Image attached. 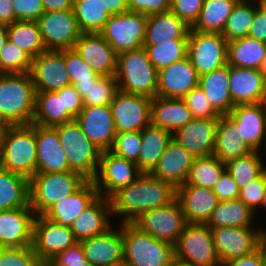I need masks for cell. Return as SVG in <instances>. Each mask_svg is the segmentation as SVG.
<instances>
[{"label": "cell", "mask_w": 266, "mask_h": 266, "mask_svg": "<svg viewBox=\"0 0 266 266\" xmlns=\"http://www.w3.org/2000/svg\"><path fill=\"white\" fill-rule=\"evenodd\" d=\"M152 99L118 90L110 104L117 133L141 132L151 124Z\"/></svg>", "instance_id": "2e32d148"}, {"label": "cell", "mask_w": 266, "mask_h": 266, "mask_svg": "<svg viewBox=\"0 0 266 266\" xmlns=\"http://www.w3.org/2000/svg\"><path fill=\"white\" fill-rule=\"evenodd\" d=\"M259 153L252 151L246 156L225 163L226 170L232 175L240 190L266 170V165L262 162L263 158Z\"/></svg>", "instance_id": "ee69618b"}, {"label": "cell", "mask_w": 266, "mask_h": 266, "mask_svg": "<svg viewBox=\"0 0 266 266\" xmlns=\"http://www.w3.org/2000/svg\"><path fill=\"white\" fill-rule=\"evenodd\" d=\"M261 207L266 209V188H265V191H264V194H263V200H262V203H261Z\"/></svg>", "instance_id": "34e18365"}, {"label": "cell", "mask_w": 266, "mask_h": 266, "mask_svg": "<svg viewBox=\"0 0 266 266\" xmlns=\"http://www.w3.org/2000/svg\"><path fill=\"white\" fill-rule=\"evenodd\" d=\"M252 151H259L266 140V107L262 103L238 104L227 115Z\"/></svg>", "instance_id": "ffe728a7"}, {"label": "cell", "mask_w": 266, "mask_h": 266, "mask_svg": "<svg viewBox=\"0 0 266 266\" xmlns=\"http://www.w3.org/2000/svg\"><path fill=\"white\" fill-rule=\"evenodd\" d=\"M205 0H171L170 10L190 27L199 17Z\"/></svg>", "instance_id": "11a10c76"}, {"label": "cell", "mask_w": 266, "mask_h": 266, "mask_svg": "<svg viewBox=\"0 0 266 266\" xmlns=\"http://www.w3.org/2000/svg\"><path fill=\"white\" fill-rule=\"evenodd\" d=\"M30 75L36 92L58 91L71 85L63 50H45L33 58Z\"/></svg>", "instance_id": "e0dca14e"}, {"label": "cell", "mask_w": 266, "mask_h": 266, "mask_svg": "<svg viewBox=\"0 0 266 266\" xmlns=\"http://www.w3.org/2000/svg\"><path fill=\"white\" fill-rule=\"evenodd\" d=\"M148 16L137 12L111 15L99 32L119 54L143 47Z\"/></svg>", "instance_id": "9c48e42d"}, {"label": "cell", "mask_w": 266, "mask_h": 266, "mask_svg": "<svg viewBox=\"0 0 266 266\" xmlns=\"http://www.w3.org/2000/svg\"><path fill=\"white\" fill-rule=\"evenodd\" d=\"M225 170L226 164L214 155L195 158L184 184L213 189Z\"/></svg>", "instance_id": "7bdbcfd3"}, {"label": "cell", "mask_w": 266, "mask_h": 266, "mask_svg": "<svg viewBox=\"0 0 266 266\" xmlns=\"http://www.w3.org/2000/svg\"><path fill=\"white\" fill-rule=\"evenodd\" d=\"M194 159L186 149L172 139L150 174L177 188L186 183Z\"/></svg>", "instance_id": "4316f807"}, {"label": "cell", "mask_w": 266, "mask_h": 266, "mask_svg": "<svg viewBox=\"0 0 266 266\" xmlns=\"http://www.w3.org/2000/svg\"><path fill=\"white\" fill-rule=\"evenodd\" d=\"M79 173H36L29 179V205L36 216L43 215L58 200L76 192L85 182Z\"/></svg>", "instance_id": "8992f818"}, {"label": "cell", "mask_w": 266, "mask_h": 266, "mask_svg": "<svg viewBox=\"0 0 266 266\" xmlns=\"http://www.w3.org/2000/svg\"><path fill=\"white\" fill-rule=\"evenodd\" d=\"M171 266H197V265H194L193 263H189L174 257Z\"/></svg>", "instance_id": "89a4df30"}, {"label": "cell", "mask_w": 266, "mask_h": 266, "mask_svg": "<svg viewBox=\"0 0 266 266\" xmlns=\"http://www.w3.org/2000/svg\"><path fill=\"white\" fill-rule=\"evenodd\" d=\"M120 230L106 232L80 241L86 260L93 266H123L124 242L122 224Z\"/></svg>", "instance_id": "d6986e66"}, {"label": "cell", "mask_w": 266, "mask_h": 266, "mask_svg": "<svg viewBox=\"0 0 266 266\" xmlns=\"http://www.w3.org/2000/svg\"><path fill=\"white\" fill-rule=\"evenodd\" d=\"M254 212L241 200L219 201L214 208L206 225L212 228L218 227H251L255 218Z\"/></svg>", "instance_id": "74e56055"}, {"label": "cell", "mask_w": 266, "mask_h": 266, "mask_svg": "<svg viewBox=\"0 0 266 266\" xmlns=\"http://www.w3.org/2000/svg\"><path fill=\"white\" fill-rule=\"evenodd\" d=\"M251 152L252 150L241 138L234 122L227 115L220 116L216 128L213 155L221 162L227 163L229 160L246 156Z\"/></svg>", "instance_id": "836d02e7"}, {"label": "cell", "mask_w": 266, "mask_h": 266, "mask_svg": "<svg viewBox=\"0 0 266 266\" xmlns=\"http://www.w3.org/2000/svg\"><path fill=\"white\" fill-rule=\"evenodd\" d=\"M172 134L151 124L141 131V146L138 155V168L143 173H150L158 164Z\"/></svg>", "instance_id": "e575fe53"}, {"label": "cell", "mask_w": 266, "mask_h": 266, "mask_svg": "<svg viewBox=\"0 0 266 266\" xmlns=\"http://www.w3.org/2000/svg\"><path fill=\"white\" fill-rule=\"evenodd\" d=\"M98 196L93 181L87 180L76 192L54 203L43 216L59 225L70 227L75 218Z\"/></svg>", "instance_id": "83f0119b"}, {"label": "cell", "mask_w": 266, "mask_h": 266, "mask_svg": "<svg viewBox=\"0 0 266 266\" xmlns=\"http://www.w3.org/2000/svg\"><path fill=\"white\" fill-rule=\"evenodd\" d=\"M218 119L193 118L172 134V139L194 158L213 155Z\"/></svg>", "instance_id": "44dd1931"}, {"label": "cell", "mask_w": 266, "mask_h": 266, "mask_svg": "<svg viewBox=\"0 0 266 266\" xmlns=\"http://www.w3.org/2000/svg\"><path fill=\"white\" fill-rule=\"evenodd\" d=\"M64 62L72 85H88L101 76L73 48L64 49Z\"/></svg>", "instance_id": "681fc988"}, {"label": "cell", "mask_w": 266, "mask_h": 266, "mask_svg": "<svg viewBox=\"0 0 266 266\" xmlns=\"http://www.w3.org/2000/svg\"><path fill=\"white\" fill-rule=\"evenodd\" d=\"M73 49L102 76H115L117 53L100 33H82Z\"/></svg>", "instance_id": "d4e9b609"}, {"label": "cell", "mask_w": 266, "mask_h": 266, "mask_svg": "<svg viewBox=\"0 0 266 266\" xmlns=\"http://www.w3.org/2000/svg\"><path fill=\"white\" fill-rule=\"evenodd\" d=\"M221 266H263L261 256V243L258 249L255 250L252 254L241 257L239 259L226 261L224 263H221Z\"/></svg>", "instance_id": "be15d7a7"}, {"label": "cell", "mask_w": 266, "mask_h": 266, "mask_svg": "<svg viewBox=\"0 0 266 266\" xmlns=\"http://www.w3.org/2000/svg\"><path fill=\"white\" fill-rule=\"evenodd\" d=\"M187 42L188 40H169L159 45L143 47L149 60L160 70L187 57Z\"/></svg>", "instance_id": "7dc6e473"}, {"label": "cell", "mask_w": 266, "mask_h": 266, "mask_svg": "<svg viewBox=\"0 0 266 266\" xmlns=\"http://www.w3.org/2000/svg\"><path fill=\"white\" fill-rule=\"evenodd\" d=\"M261 256L263 266H266V242L264 240L261 242Z\"/></svg>", "instance_id": "8c879c8a"}, {"label": "cell", "mask_w": 266, "mask_h": 266, "mask_svg": "<svg viewBox=\"0 0 266 266\" xmlns=\"http://www.w3.org/2000/svg\"><path fill=\"white\" fill-rule=\"evenodd\" d=\"M212 191L218 197L219 201L237 200L240 194L237 183L227 170L222 173Z\"/></svg>", "instance_id": "680465c9"}, {"label": "cell", "mask_w": 266, "mask_h": 266, "mask_svg": "<svg viewBox=\"0 0 266 266\" xmlns=\"http://www.w3.org/2000/svg\"><path fill=\"white\" fill-rule=\"evenodd\" d=\"M110 15L128 12V0H101Z\"/></svg>", "instance_id": "003e7915"}, {"label": "cell", "mask_w": 266, "mask_h": 266, "mask_svg": "<svg viewBox=\"0 0 266 266\" xmlns=\"http://www.w3.org/2000/svg\"><path fill=\"white\" fill-rule=\"evenodd\" d=\"M193 119L184 99L155 96L151 101V125L171 134Z\"/></svg>", "instance_id": "4dcf8cb0"}, {"label": "cell", "mask_w": 266, "mask_h": 266, "mask_svg": "<svg viewBox=\"0 0 266 266\" xmlns=\"http://www.w3.org/2000/svg\"><path fill=\"white\" fill-rule=\"evenodd\" d=\"M118 90L153 99L157 96L158 70L144 47L117 54Z\"/></svg>", "instance_id": "277c9868"}, {"label": "cell", "mask_w": 266, "mask_h": 266, "mask_svg": "<svg viewBox=\"0 0 266 266\" xmlns=\"http://www.w3.org/2000/svg\"><path fill=\"white\" fill-rule=\"evenodd\" d=\"M54 128L66 152L69 170L92 181L96 175L102 151L85 136L76 120Z\"/></svg>", "instance_id": "52a82bcc"}, {"label": "cell", "mask_w": 266, "mask_h": 266, "mask_svg": "<svg viewBox=\"0 0 266 266\" xmlns=\"http://www.w3.org/2000/svg\"><path fill=\"white\" fill-rule=\"evenodd\" d=\"M259 7L255 9V16L248 36L266 43V0H258Z\"/></svg>", "instance_id": "94428289"}, {"label": "cell", "mask_w": 266, "mask_h": 266, "mask_svg": "<svg viewBox=\"0 0 266 266\" xmlns=\"http://www.w3.org/2000/svg\"><path fill=\"white\" fill-rule=\"evenodd\" d=\"M36 22L46 50L71 49L83 33L73 9L44 12Z\"/></svg>", "instance_id": "5bb4252c"}, {"label": "cell", "mask_w": 266, "mask_h": 266, "mask_svg": "<svg viewBox=\"0 0 266 266\" xmlns=\"http://www.w3.org/2000/svg\"><path fill=\"white\" fill-rule=\"evenodd\" d=\"M110 214L112 215L110 199L99 195L71 224L70 229L76 240L80 242L110 229Z\"/></svg>", "instance_id": "f546056e"}, {"label": "cell", "mask_w": 266, "mask_h": 266, "mask_svg": "<svg viewBox=\"0 0 266 266\" xmlns=\"http://www.w3.org/2000/svg\"><path fill=\"white\" fill-rule=\"evenodd\" d=\"M228 42L221 33L190 29L187 57L197 74L209 73L227 64Z\"/></svg>", "instance_id": "30bf717a"}, {"label": "cell", "mask_w": 266, "mask_h": 266, "mask_svg": "<svg viewBox=\"0 0 266 266\" xmlns=\"http://www.w3.org/2000/svg\"><path fill=\"white\" fill-rule=\"evenodd\" d=\"M9 126L10 124L5 120V118L0 113V130L4 132Z\"/></svg>", "instance_id": "753ad0ef"}, {"label": "cell", "mask_w": 266, "mask_h": 266, "mask_svg": "<svg viewBox=\"0 0 266 266\" xmlns=\"http://www.w3.org/2000/svg\"><path fill=\"white\" fill-rule=\"evenodd\" d=\"M251 227L212 228L213 240L220 262L231 261L252 254L263 241L264 229Z\"/></svg>", "instance_id": "9a60e30c"}, {"label": "cell", "mask_w": 266, "mask_h": 266, "mask_svg": "<svg viewBox=\"0 0 266 266\" xmlns=\"http://www.w3.org/2000/svg\"><path fill=\"white\" fill-rule=\"evenodd\" d=\"M8 40L32 58L37 57L46 47L36 21H16L7 25Z\"/></svg>", "instance_id": "60d3db41"}, {"label": "cell", "mask_w": 266, "mask_h": 266, "mask_svg": "<svg viewBox=\"0 0 266 266\" xmlns=\"http://www.w3.org/2000/svg\"><path fill=\"white\" fill-rule=\"evenodd\" d=\"M2 136L3 132L0 130V155H1Z\"/></svg>", "instance_id": "11e5206c"}, {"label": "cell", "mask_w": 266, "mask_h": 266, "mask_svg": "<svg viewBox=\"0 0 266 266\" xmlns=\"http://www.w3.org/2000/svg\"><path fill=\"white\" fill-rule=\"evenodd\" d=\"M30 207L29 179L0 168V211Z\"/></svg>", "instance_id": "f35d334b"}, {"label": "cell", "mask_w": 266, "mask_h": 266, "mask_svg": "<svg viewBox=\"0 0 266 266\" xmlns=\"http://www.w3.org/2000/svg\"><path fill=\"white\" fill-rule=\"evenodd\" d=\"M45 12L72 10L74 0H42Z\"/></svg>", "instance_id": "03108f58"}, {"label": "cell", "mask_w": 266, "mask_h": 266, "mask_svg": "<svg viewBox=\"0 0 266 266\" xmlns=\"http://www.w3.org/2000/svg\"><path fill=\"white\" fill-rule=\"evenodd\" d=\"M176 199L181 205L187 223L206 224L219 203L212 189L191 184L177 187Z\"/></svg>", "instance_id": "484cf974"}, {"label": "cell", "mask_w": 266, "mask_h": 266, "mask_svg": "<svg viewBox=\"0 0 266 266\" xmlns=\"http://www.w3.org/2000/svg\"><path fill=\"white\" fill-rule=\"evenodd\" d=\"M112 214L123 217L121 223H133L144 212L170 204L176 188L169 182L143 173L136 181L121 188L110 198Z\"/></svg>", "instance_id": "6da1fadb"}, {"label": "cell", "mask_w": 266, "mask_h": 266, "mask_svg": "<svg viewBox=\"0 0 266 266\" xmlns=\"http://www.w3.org/2000/svg\"><path fill=\"white\" fill-rule=\"evenodd\" d=\"M16 22L12 0H0V23L10 25Z\"/></svg>", "instance_id": "e7e4bbea"}, {"label": "cell", "mask_w": 266, "mask_h": 266, "mask_svg": "<svg viewBox=\"0 0 266 266\" xmlns=\"http://www.w3.org/2000/svg\"><path fill=\"white\" fill-rule=\"evenodd\" d=\"M266 56V43L245 36L228 42L227 64L229 66L258 69Z\"/></svg>", "instance_id": "8d00e7d4"}, {"label": "cell", "mask_w": 266, "mask_h": 266, "mask_svg": "<svg viewBox=\"0 0 266 266\" xmlns=\"http://www.w3.org/2000/svg\"><path fill=\"white\" fill-rule=\"evenodd\" d=\"M190 29L171 10L149 15L143 46L159 45L169 40H188Z\"/></svg>", "instance_id": "1f68e13d"}, {"label": "cell", "mask_w": 266, "mask_h": 266, "mask_svg": "<svg viewBox=\"0 0 266 266\" xmlns=\"http://www.w3.org/2000/svg\"><path fill=\"white\" fill-rule=\"evenodd\" d=\"M0 266H44L35 254L32 245L7 247L0 251Z\"/></svg>", "instance_id": "816d5d0a"}, {"label": "cell", "mask_w": 266, "mask_h": 266, "mask_svg": "<svg viewBox=\"0 0 266 266\" xmlns=\"http://www.w3.org/2000/svg\"><path fill=\"white\" fill-rule=\"evenodd\" d=\"M183 99L193 118L218 119L221 116L209 103L200 86L193 88Z\"/></svg>", "instance_id": "f5cc1de1"}, {"label": "cell", "mask_w": 266, "mask_h": 266, "mask_svg": "<svg viewBox=\"0 0 266 266\" xmlns=\"http://www.w3.org/2000/svg\"><path fill=\"white\" fill-rule=\"evenodd\" d=\"M16 21H37L45 12L42 0H12Z\"/></svg>", "instance_id": "6f0895ef"}, {"label": "cell", "mask_w": 266, "mask_h": 266, "mask_svg": "<svg viewBox=\"0 0 266 266\" xmlns=\"http://www.w3.org/2000/svg\"><path fill=\"white\" fill-rule=\"evenodd\" d=\"M197 86L199 75L188 57L158 70V97L183 99Z\"/></svg>", "instance_id": "7402d4cb"}, {"label": "cell", "mask_w": 266, "mask_h": 266, "mask_svg": "<svg viewBox=\"0 0 266 266\" xmlns=\"http://www.w3.org/2000/svg\"><path fill=\"white\" fill-rule=\"evenodd\" d=\"M259 72L261 73L263 79L266 81V56L265 58L262 60L259 68H258Z\"/></svg>", "instance_id": "2644e50d"}, {"label": "cell", "mask_w": 266, "mask_h": 266, "mask_svg": "<svg viewBox=\"0 0 266 266\" xmlns=\"http://www.w3.org/2000/svg\"><path fill=\"white\" fill-rule=\"evenodd\" d=\"M171 0H128V11L153 15L170 11Z\"/></svg>", "instance_id": "91938a15"}, {"label": "cell", "mask_w": 266, "mask_h": 266, "mask_svg": "<svg viewBox=\"0 0 266 266\" xmlns=\"http://www.w3.org/2000/svg\"><path fill=\"white\" fill-rule=\"evenodd\" d=\"M253 1L239 0L235 5L222 32L227 42L248 36L255 16V9L258 7L252 5Z\"/></svg>", "instance_id": "bcb514c9"}, {"label": "cell", "mask_w": 266, "mask_h": 266, "mask_svg": "<svg viewBox=\"0 0 266 266\" xmlns=\"http://www.w3.org/2000/svg\"><path fill=\"white\" fill-rule=\"evenodd\" d=\"M33 58L7 40L0 51V74L30 72Z\"/></svg>", "instance_id": "c3c4849f"}, {"label": "cell", "mask_w": 266, "mask_h": 266, "mask_svg": "<svg viewBox=\"0 0 266 266\" xmlns=\"http://www.w3.org/2000/svg\"><path fill=\"white\" fill-rule=\"evenodd\" d=\"M46 266H93L86 258L84 250L77 242L75 245L69 247L64 252L59 253Z\"/></svg>", "instance_id": "9f6ffc18"}, {"label": "cell", "mask_w": 266, "mask_h": 266, "mask_svg": "<svg viewBox=\"0 0 266 266\" xmlns=\"http://www.w3.org/2000/svg\"><path fill=\"white\" fill-rule=\"evenodd\" d=\"M36 91L29 72L0 74V113L10 125H28L35 113Z\"/></svg>", "instance_id": "7a4b0ae2"}, {"label": "cell", "mask_w": 266, "mask_h": 266, "mask_svg": "<svg viewBox=\"0 0 266 266\" xmlns=\"http://www.w3.org/2000/svg\"><path fill=\"white\" fill-rule=\"evenodd\" d=\"M263 240L266 242V230H264Z\"/></svg>", "instance_id": "2a66077c"}, {"label": "cell", "mask_w": 266, "mask_h": 266, "mask_svg": "<svg viewBox=\"0 0 266 266\" xmlns=\"http://www.w3.org/2000/svg\"><path fill=\"white\" fill-rule=\"evenodd\" d=\"M81 95L84 106H106L113 102L118 91L115 76H100L88 85H74Z\"/></svg>", "instance_id": "f6af8a7d"}, {"label": "cell", "mask_w": 266, "mask_h": 266, "mask_svg": "<svg viewBox=\"0 0 266 266\" xmlns=\"http://www.w3.org/2000/svg\"><path fill=\"white\" fill-rule=\"evenodd\" d=\"M37 147L36 173L68 172L69 163L54 127L35 124Z\"/></svg>", "instance_id": "cb8c5ba5"}, {"label": "cell", "mask_w": 266, "mask_h": 266, "mask_svg": "<svg viewBox=\"0 0 266 266\" xmlns=\"http://www.w3.org/2000/svg\"><path fill=\"white\" fill-rule=\"evenodd\" d=\"M229 65L199 76V86L209 103L221 115H228L235 107L229 89Z\"/></svg>", "instance_id": "d6a6232c"}, {"label": "cell", "mask_w": 266, "mask_h": 266, "mask_svg": "<svg viewBox=\"0 0 266 266\" xmlns=\"http://www.w3.org/2000/svg\"><path fill=\"white\" fill-rule=\"evenodd\" d=\"M8 40L7 25L0 23V51L4 46V43Z\"/></svg>", "instance_id": "a7ac6f4b"}, {"label": "cell", "mask_w": 266, "mask_h": 266, "mask_svg": "<svg viewBox=\"0 0 266 266\" xmlns=\"http://www.w3.org/2000/svg\"><path fill=\"white\" fill-rule=\"evenodd\" d=\"M133 224L158 240L177 242L187 224L177 199L170 204L144 212Z\"/></svg>", "instance_id": "7c38bea8"}, {"label": "cell", "mask_w": 266, "mask_h": 266, "mask_svg": "<svg viewBox=\"0 0 266 266\" xmlns=\"http://www.w3.org/2000/svg\"><path fill=\"white\" fill-rule=\"evenodd\" d=\"M174 255L197 266H221L212 231L206 224L187 223L174 244Z\"/></svg>", "instance_id": "ba28073f"}, {"label": "cell", "mask_w": 266, "mask_h": 266, "mask_svg": "<svg viewBox=\"0 0 266 266\" xmlns=\"http://www.w3.org/2000/svg\"><path fill=\"white\" fill-rule=\"evenodd\" d=\"M229 89L233 103H262L266 96V81L258 69L229 66Z\"/></svg>", "instance_id": "f1b7e54d"}, {"label": "cell", "mask_w": 266, "mask_h": 266, "mask_svg": "<svg viewBox=\"0 0 266 266\" xmlns=\"http://www.w3.org/2000/svg\"><path fill=\"white\" fill-rule=\"evenodd\" d=\"M141 146V132H120L115 136L111 152L138 165Z\"/></svg>", "instance_id": "f907efd6"}, {"label": "cell", "mask_w": 266, "mask_h": 266, "mask_svg": "<svg viewBox=\"0 0 266 266\" xmlns=\"http://www.w3.org/2000/svg\"><path fill=\"white\" fill-rule=\"evenodd\" d=\"M75 120L98 149L103 152L112 148L117 132L110 105L84 106Z\"/></svg>", "instance_id": "ac0fdd59"}, {"label": "cell", "mask_w": 266, "mask_h": 266, "mask_svg": "<svg viewBox=\"0 0 266 266\" xmlns=\"http://www.w3.org/2000/svg\"><path fill=\"white\" fill-rule=\"evenodd\" d=\"M123 266H171L174 245L141 231L133 223H122Z\"/></svg>", "instance_id": "5b68a950"}, {"label": "cell", "mask_w": 266, "mask_h": 266, "mask_svg": "<svg viewBox=\"0 0 266 266\" xmlns=\"http://www.w3.org/2000/svg\"><path fill=\"white\" fill-rule=\"evenodd\" d=\"M266 188V170L247 186L240 190L239 200L244 202L254 213L263 200V194Z\"/></svg>", "instance_id": "db71d44e"}, {"label": "cell", "mask_w": 266, "mask_h": 266, "mask_svg": "<svg viewBox=\"0 0 266 266\" xmlns=\"http://www.w3.org/2000/svg\"><path fill=\"white\" fill-rule=\"evenodd\" d=\"M142 174L136 163L109 150L101 153L99 166L92 181L99 195L109 199L118 190L136 181Z\"/></svg>", "instance_id": "8fae6325"}, {"label": "cell", "mask_w": 266, "mask_h": 266, "mask_svg": "<svg viewBox=\"0 0 266 266\" xmlns=\"http://www.w3.org/2000/svg\"><path fill=\"white\" fill-rule=\"evenodd\" d=\"M77 242L70 227L59 225L43 215L36 216L33 226L32 247L44 266L59 253L64 252Z\"/></svg>", "instance_id": "4fadbf2b"}, {"label": "cell", "mask_w": 266, "mask_h": 266, "mask_svg": "<svg viewBox=\"0 0 266 266\" xmlns=\"http://www.w3.org/2000/svg\"><path fill=\"white\" fill-rule=\"evenodd\" d=\"M35 124L10 125L2 136L0 168L32 178L36 174Z\"/></svg>", "instance_id": "3957f363"}, {"label": "cell", "mask_w": 266, "mask_h": 266, "mask_svg": "<svg viewBox=\"0 0 266 266\" xmlns=\"http://www.w3.org/2000/svg\"><path fill=\"white\" fill-rule=\"evenodd\" d=\"M73 10L83 33H99L111 17L101 0H74Z\"/></svg>", "instance_id": "b9f144b4"}, {"label": "cell", "mask_w": 266, "mask_h": 266, "mask_svg": "<svg viewBox=\"0 0 266 266\" xmlns=\"http://www.w3.org/2000/svg\"><path fill=\"white\" fill-rule=\"evenodd\" d=\"M59 95H63L64 109L75 119L84 108L81 95L72 84L59 90Z\"/></svg>", "instance_id": "6125c7cd"}, {"label": "cell", "mask_w": 266, "mask_h": 266, "mask_svg": "<svg viewBox=\"0 0 266 266\" xmlns=\"http://www.w3.org/2000/svg\"><path fill=\"white\" fill-rule=\"evenodd\" d=\"M239 0H205L191 29L201 32L221 33L227 19Z\"/></svg>", "instance_id": "ab89813d"}, {"label": "cell", "mask_w": 266, "mask_h": 266, "mask_svg": "<svg viewBox=\"0 0 266 266\" xmlns=\"http://www.w3.org/2000/svg\"><path fill=\"white\" fill-rule=\"evenodd\" d=\"M35 218L31 207L0 211V245L3 248L32 245Z\"/></svg>", "instance_id": "603a6c76"}, {"label": "cell", "mask_w": 266, "mask_h": 266, "mask_svg": "<svg viewBox=\"0 0 266 266\" xmlns=\"http://www.w3.org/2000/svg\"><path fill=\"white\" fill-rule=\"evenodd\" d=\"M75 120L65 109L63 95L58 91L36 92L33 124L55 127Z\"/></svg>", "instance_id": "d590c367"}]
</instances>
